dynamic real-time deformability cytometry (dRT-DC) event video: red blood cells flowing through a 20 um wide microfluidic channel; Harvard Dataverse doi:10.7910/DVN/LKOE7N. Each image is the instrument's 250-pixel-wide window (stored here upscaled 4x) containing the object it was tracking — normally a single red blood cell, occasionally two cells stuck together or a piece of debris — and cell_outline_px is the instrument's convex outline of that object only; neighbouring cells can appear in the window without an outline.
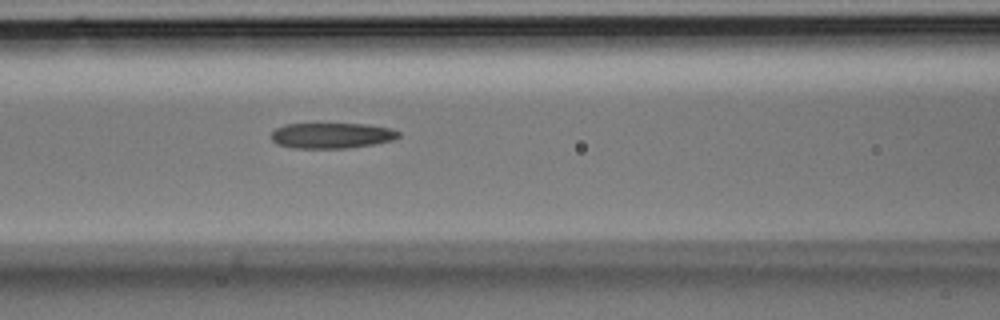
{"species": "Egyptian fruit bat (a non-hibernating species)", "species_latin": "Rousettus aegyptiacus", "temperature_condition": "room temperature", "stored_images_in_passage": 5, "camera_frame_rate_fps": 3000, "um_per_image_px": 0.085, "animal": {"sex": "male"}, "frame": {"image": 1, "passage_image": 5, "time_ms": 1.333, "image_size_px": [1000, 320], "cell_outline_px": [[400, 136], [392, 140], [376, 144], [348, 148], [292, 148], [276, 144], [272, 140], [272, 132], [276, 128], [284, 124], [368, 124], [392, 128], [400, 132]], "centroid_in_image_um": [28.21, 11.52], "position_along_channel_um": 138.4, "area_um2": 19.13}}